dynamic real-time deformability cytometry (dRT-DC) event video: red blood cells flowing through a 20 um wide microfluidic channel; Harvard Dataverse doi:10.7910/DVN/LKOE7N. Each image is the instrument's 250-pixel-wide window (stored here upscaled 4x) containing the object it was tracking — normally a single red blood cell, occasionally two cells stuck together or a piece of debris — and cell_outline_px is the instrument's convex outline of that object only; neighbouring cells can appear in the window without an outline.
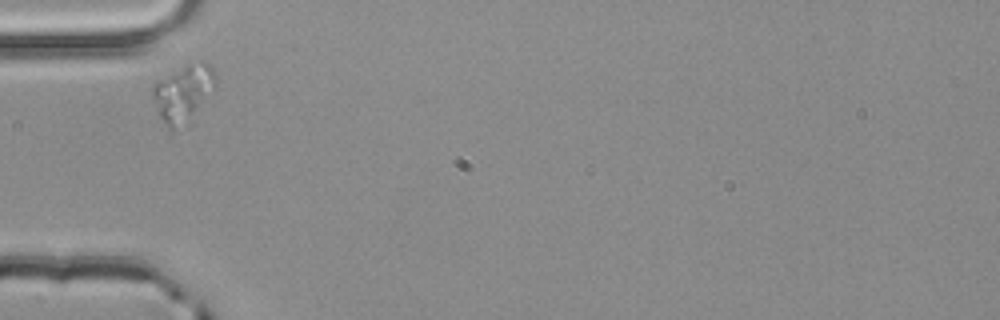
{"species": "common noctule bat (a hibernating species)", "species_latin": "Nyctalus noctula", "temperature_condition": "room temperature", "stored_images_in_passage": 2, "camera_frame_rate_fps": 3000, "um_per_image_px": 0.085, "animal": {"sex": "male", "body_mass_g": 20.4}, "frame": {"image": 1, "passage_image": 1, "time_ms": 0.0, "image_size_px": [1000, 320], "cell_outline_px": [[216, 88], [196, 124], [172, 132], [168, 128], [156, 112], [152, 96], [152, 84], [156, 80], [188, 64], [200, 60], [204, 60], [212, 64], [216, 76]], "centroid_in_image_um": [15.66, 8.03], "position_along_channel_um": 69.3, "area_um2": 22.95}}
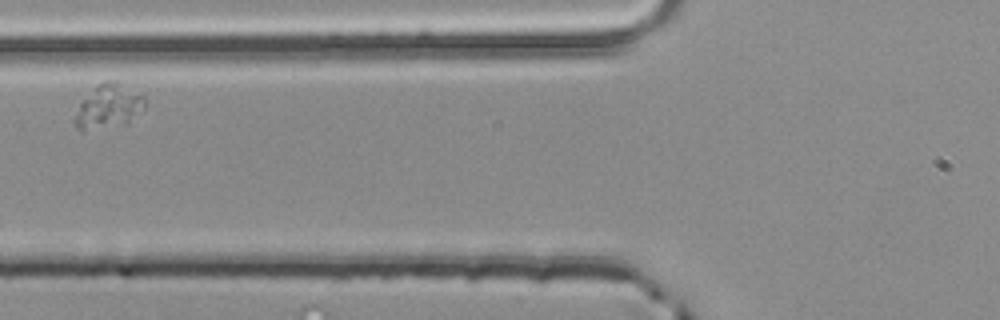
{"frame": {"image": 2, "passage_image": 2, "time_ms": 0.333, "image_size_px": [1000, 320], "cell_outline_px": [[144, 108], [128, 124], [84, 132], [80, 132], [76, 128], [72, 120], [80, 104], [96, 84], [104, 80], [120, 80], [144, 96]], "centroid_in_image_um": [9.21, 9.06], "position_along_channel_um": 116.6, "area_um2": 18.67}}